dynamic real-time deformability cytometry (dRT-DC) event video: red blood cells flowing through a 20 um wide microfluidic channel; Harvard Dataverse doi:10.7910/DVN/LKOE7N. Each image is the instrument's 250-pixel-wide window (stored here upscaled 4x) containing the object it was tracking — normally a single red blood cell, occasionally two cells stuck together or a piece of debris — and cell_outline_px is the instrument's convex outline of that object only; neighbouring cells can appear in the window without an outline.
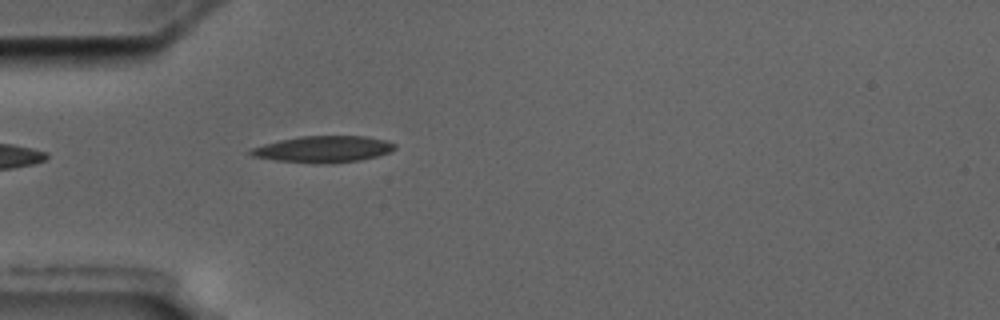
{"species": "common noctule bat (a hibernating species)", "species_latin": "Nyctalus noctula", "temperature_condition": "cold", "stored_images_in_passage": 6, "camera_frame_rate_fps": 3000, "um_per_image_px": 0.085, "animal": {"sex": "male", "body_mass_g": 17.5, "forearm_length_mm": 52.3}, "frame": {"image": 1, "passage_image": 6, "time_ms": 5.333, "image_size_px": [1000, 320], "cell_outline_px": [[396, 148], [388, 152], [376, 156], [360, 160], [332, 164], [320, 164], [276, 160], [252, 156], [248, 152], [248, 148], [280, 140], [300, 136], [364, 136], [384, 140], [396, 144]], "centroid_in_image_um": [27.45, 12.68], "position_along_channel_um": 57.6, "area_um2": 22.25}}